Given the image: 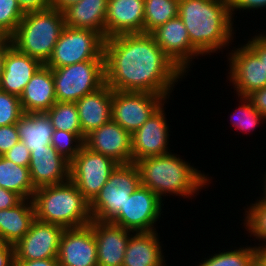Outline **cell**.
I'll use <instances>...</instances> for the list:
<instances>
[{
	"label": "cell",
	"instance_id": "cell-1",
	"mask_svg": "<svg viewBox=\"0 0 266 266\" xmlns=\"http://www.w3.org/2000/svg\"><path fill=\"white\" fill-rule=\"evenodd\" d=\"M104 59L105 83L112 90L148 92L172 100L174 88L186 78L148 33L105 39Z\"/></svg>",
	"mask_w": 266,
	"mask_h": 266
},
{
	"label": "cell",
	"instance_id": "cell-2",
	"mask_svg": "<svg viewBox=\"0 0 266 266\" xmlns=\"http://www.w3.org/2000/svg\"><path fill=\"white\" fill-rule=\"evenodd\" d=\"M178 16L191 45L203 57L220 51L223 54L234 45L237 25L230 14L229 0H179Z\"/></svg>",
	"mask_w": 266,
	"mask_h": 266
},
{
	"label": "cell",
	"instance_id": "cell-3",
	"mask_svg": "<svg viewBox=\"0 0 266 266\" xmlns=\"http://www.w3.org/2000/svg\"><path fill=\"white\" fill-rule=\"evenodd\" d=\"M185 160L173 150L135 162L141 185L156 193L163 201L168 196L194 199L202 189L210 187L213 177Z\"/></svg>",
	"mask_w": 266,
	"mask_h": 266
},
{
	"label": "cell",
	"instance_id": "cell-4",
	"mask_svg": "<svg viewBox=\"0 0 266 266\" xmlns=\"http://www.w3.org/2000/svg\"><path fill=\"white\" fill-rule=\"evenodd\" d=\"M32 201L35 218L40 221L64 228L81 227L92 221L89 202L71 180L37 188Z\"/></svg>",
	"mask_w": 266,
	"mask_h": 266
},
{
	"label": "cell",
	"instance_id": "cell-5",
	"mask_svg": "<svg viewBox=\"0 0 266 266\" xmlns=\"http://www.w3.org/2000/svg\"><path fill=\"white\" fill-rule=\"evenodd\" d=\"M65 27L64 15L56 9L28 12L9 39L19 52L45 65Z\"/></svg>",
	"mask_w": 266,
	"mask_h": 266
},
{
	"label": "cell",
	"instance_id": "cell-6",
	"mask_svg": "<svg viewBox=\"0 0 266 266\" xmlns=\"http://www.w3.org/2000/svg\"><path fill=\"white\" fill-rule=\"evenodd\" d=\"M140 185V173L135 163L118 164L101 191L89 203L92 220L112 222L124 208L130 194Z\"/></svg>",
	"mask_w": 266,
	"mask_h": 266
},
{
	"label": "cell",
	"instance_id": "cell-7",
	"mask_svg": "<svg viewBox=\"0 0 266 266\" xmlns=\"http://www.w3.org/2000/svg\"><path fill=\"white\" fill-rule=\"evenodd\" d=\"M57 102H76L105 84V60L52 69Z\"/></svg>",
	"mask_w": 266,
	"mask_h": 266
},
{
	"label": "cell",
	"instance_id": "cell-8",
	"mask_svg": "<svg viewBox=\"0 0 266 266\" xmlns=\"http://www.w3.org/2000/svg\"><path fill=\"white\" fill-rule=\"evenodd\" d=\"M104 44L105 38L96 31L66 26L45 65L54 69L89 60H105Z\"/></svg>",
	"mask_w": 266,
	"mask_h": 266
},
{
	"label": "cell",
	"instance_id": "cell-9",
	"mask_svg": "<svg viewBox=\"0 0 266 266\" xmlns=\"http://www.w3.org/2000/svg\"><path fill=\"white\" fill-rule=\"evenodd\" d=\"M117 165L112 158L83 145L70 161V180L90 203L106 184Z\"/></svg>",
	"mask_w": 266,
	"mask_h": 266
},
{
	"label": "cell",
	"instance_id": "cell-10",
	"mask_svg": "<svg viewBox=\"0 0 266 266\" xmlns=\"http://www.w3.org/2000/svg\"><path fill=\"white\" fill-rule=\"evenodd\" d=\"M226 53L227 80L237 96H247L251 92L266 87V67L264 62L245 44L232 46ZM237 47V48H236Z\"/></svg>",
	"mask_w": 266,
	"mask_h": 266
},
{
	"label": "cell",
	"instance_id": "cell-11",
	"mask_svg": "<svg viewBox=\"0 0 266 266\" xmlns=\"http://www.w3.org/2000/svg\"><path fill=\"white\" fill-rule=\"evenodd\" d=\"M163 202L156 193L140 185L130 194L124 208L111 223L133 232L157 231V223L164 215Z\"/></svg>",
	"mask_w": 266,
	"mask_h": 266
},
{
	"label": "cell",
	"instance_id": "cell-12",
	"mask_svg": "<svg viewBox=\"0 0 266 266\" xmlns=\"http://www.w3.org/2000/svg\"><path fill=\"white\" fill-rule=\"evenodd\" d=\"M166 101L154 93L113 90L112 120L132 135Z\"/></svg>",
	"mask_w": 266,
	"mask_h": 266
},
{
	"label": "cell",
	"instance_id": "cell-13",
	"mask_svg": "<svg viewBox=\"0 0 266 266\" xmlns=\"http://www.w3.org/2000/svg\"><path fill=\"white\" fill-rule=\"evenodd\" d=\"M164 102L132 135L133 163L147 157L167 154L170 150V131Z\"/></svg>",
	"mask_w": 266,
	"mask_h": 266
},
{
	"label": "cell",
	"instance_id": "cell-14",
	"mask_svg": "<svg viewBox=\"0 0 266 266\" xmlns=\"http://www.w3.org/2000/svg\"><path fill=\"white\" fill-rule=\"evenodd\" d=\"M65 228L34 219L29 231L15 245V261L57 258Z\"/></svg>",
	"mask_w": 266,
	"mask_h": 266
},
{
	"label": "cell",
	"instance_id": "cell-15",
	"mask_svg": "<svg viewBox=\"0 0 266 266\" xmlns=\"http://www.w3.org/2000/svg\"><path fill=\"white\" fill-rule=\"evenodd\" d=\"M151 35L155 38L160 48L186 77L193 67L192 63L195 65L194 59L203 57L191 45L187 29L179 16L159 26Z\"/></svg>",
	"mask_w": 266,
	"mask_h": 266
},
{
	"label": "cell",
	"instance_id": "cell-16",
	"mask_svg": "<svg viewBox=\"0 0 266 266\" xmlns=\"http://www.w3.org/2000/svg\"><path fill=\"white\" fill-rule=\"evenodd\" d=\"M57 260L59 266H98L97 244L90 224L65 228Z\"/></svg>",
	"mask_w": 266,
	"mask_h": 266
},
{
	"label": "cell",
	"instance_id": "cell-17",
	"mask_svg": "<svg viewBox=\"0 0 266 266\" xmlns=\"http://www.w3.org/2000/svg\"><path fill=\"white\" fill-rule=\"evenodd\" d=\"M131 140V134L111 119L87 134L84 145L118 164H130L133 163Z\"/></svg>",
	"mask_w": 266,
	"mask_h": 266
},
{
	"label": "cell",
	"instance_id": "cell-18",
	"mask_svg": "<svg viewBox=\"0 0 266 266\" xmlns=\"http://www.w3.org/2000/svg\"><path fill=\"white\" fill-rule=\"evenodd\" d=\"M28 168L35 189L70 180V161L59 154L52 145L34 149L30 153Z\"/></svg>",
	"mask_w": 266,
	"mask_h": 266
},
{
	"label": "cell",
	"instance_id": "cell-19",
	"mask_svg": "<svg viewBox=\"0 0 266 266\" xmlns=\"http://www.w3.org/2000/svg\"><path fill=\"white\" fill-rule=\"evenodd\" d=\"M97 244L98 266H122L125 250L133 231L111 222H90Z\"/></svg>",
	"mask_w": 266,
	"mask_h": 266
},
{
	"label": "cell",
	"instance_id": "cell-20",
	"mask_svg": "<svg viewBox=\"0 0 266 266\" xmlns=\"http://www.w3.org/2000/svg\"><path fill=\"white\" fill-rule=\"evenodd\" d=\"M144 33V0H108L105 39Z\"/></svg>",
	"mask_w": 266,
	"mask_h": 266
},
{
	"label": "cell",
	"instance_id": "cell-21",
	"mask_svg": "<svg viewBox=\"0 0 266 266\" xmlns=\"http://www.w3.org/2000/svg\"><path fill=\"white\" fill-rule=\"evenodd\" d=\"M43 64L11 45L5 52L0 90L20 97L27 83Z\"/></svg>",
	"mask_w": 266,
	"mask_h": 266
},
{
	"label": "cell",
	"instance_id": "cell-22",
	"mask_svg": "<svg viewBox=\"0 0 266 266\" xmlns=\"http://www.w3.org/2000/svg\"><path fill=\"white\" fill-rule=\"evenodd\" d=\"M113 90L105 83L96 91L86 94L75 102L82 128V140L94 129L112 119Z\"/></svg>",
	"mask_w": 266,
	"mask_h": 266
},
{
	"label": "cell",
	"instance_id": "cell-23",
	"mask_svg": "<svg viewBox=\"0 0 266 266\" xmlns=\"http://www.w3.org/2000/svg\"><path fill=\"white\" fill-rule=\"evenodd\" d=\"M160 233L133 232L125 250L122 266H168ZM163 247V248H162Z\"/></svg>",
	"mask_w": 266,
	"mask_h": 266
},
{
	"label": "cell",
	"instance_id": "cell-24",
	"mask_svg": "<svg viewBox=\"0 0 266 266\" xmlns=\"http://www.w3.org/2000/svg\"><path fill=\"white\" fill-rule=\"evenodd\" d=\"M52 69L42 65L32 76L20 96L24 113L46 112L56 103Z\"/></svg>",
	"mask_w": 266,
	"mask_h": 266
},
{
	"label": "cell",
	"instance_id": "cell-25",
	"mask_svg": "<svg viewBox=\"0 0 266 266\" xmlns=\"http://www.w3.org/2000/svg\"><path fill=\"white\" fill-rule=\"evenodd\" d=\"M108 0H80L64 12L65 26L90 29L105 38V18Z\"/></svg>",
	"mask_w": 266,
	"mask_h": 266
},
{
	"label": "cell",
	"instance_id": "cell-26",
	"mask_svg": "<svg viewBox=\"0 0 266 266\" xmlns=\"http://www.w3.org/2000/svg\"><path fill=\"white\" fill-rule=\"evenodd\" d=\"M34 219L32 199H23L12 208L0 210V241L15 245L29 231Z\"/></svg>",
	"mask_w": 266,
	"mask_h": 266
},
{
	"label": "cell",
	"instance_id": "cell-27",
	"mask_svg": "<svg viewBox=\"0 0 266 266\" xmlns=\"http://www.w3.org/2000/svg\"><path fill=\"white\" fill-rule=\"evenodd\" d=\"M20 141L29 149L51 145L54 127L46 112L24 113L16 123Z\"/></svg>",
	"mask_w": 266,
	"mask_h": 266
},
{
	"label": "cell",
	"instance_id": "cell-28",
	"mask_svg": "<svg viewBox=\"0 0 266 266\" xmlns=\"http://www.w3.org/2000/svg\"><path fill=\"white\" fill-rule=\"evenodd\" d=\"M0 187L16 192L23 199H32L36 190L31 182L29 168L0 156Z\"/></svg>",
	"mask_w": 266,
	"mask_h": 266
},
{
	"label": "cell",
	"instance_id": "cell-29",
	"mask_svg": "<svg viewBox=\"0 0 266 266\" xmlns=\"http://www.w3.org/2000/svg\"><path fill=\"white\" fill-rule=\"evenodd\" d=\"M245 246V247H244ZM218 250L197 262L195 266H256V246L240 245ZM222 251V252H221ZM211 256V257H210ZM198 264V265H197Z\"/></svg>",
	"mask_w": 266,
	"mask_h": 266
},
{
	"label": "cell",
	"instance_id": "cell-30",
	"mask_svg": "<svg viewBox=\"0 0 266 266\" xmlns=\"http://www.w3.org/2000/svg\"><path fill=\"white\" fill-rule=\"evenodd\" d=\"M179 0H144V33L151 34L159 26L178 16Z\"/></svg>",
	"mask_w": 266,
	"mask_h": 266
},
{
	"label": "cell",
	"instance_id": "cell-31",
	"mask_svg": "<svg viewBox=\"0 0 266 266\" xmlns=\"http://www.w3.org/2000/svg\"><path fill=\"white\" fill-rule=\"evenodd\" d=\"M235 96L239 104L233 110L234 113L231 112L229 114L230 117H228L235 131L249 134L250 132H254L256 128H259L264 122L266 123V118L254 108L246 96H237L234 94Z\"/></svg>",
	"mask_w": 266,
	"mask_h": 266
},
{
	"label": "cell",
	"instance_id": "cell-32",
	"mask_svg": "<svg viewBox=\"0 0 266 266\" xmlns=\"http://www.w3.org/2000/svg\"><path fill=\"white\" fill-rule=\"evenodd\" d=\"M253 202V203H252ZM250 205L243 207V224L248 237H254V246L260 247L266 245V204L259 203L256 199Z\"/></svg>",
	"mask_w": 266,
	"mask_h": 266
},
{
	"label": "cell",
	"instance_id": "cell-33",
	"mask_svg": "<svg viewBox=\"0 0 266 266\" xmlns=\"http://www.w3.org/2000/svg\"><path fill=\"white\" fill-rule=\"evenodd\" d=\"M46 113L54 130L75 133L82 139V128L75 102H56Z\"/></svg>",
	"mask_w": 266,
	"mask_h": 266
},
{
	"label": "cell",
	"instance_id": "cell-34",
	"mask_svg": "<svg viewBox=\"0 0 266 266\" xmlns=\"http://www.w3.org/2000/svg\"><path fill=\"white\" fill-rule=\"evenodd\" d=\"M24 15L17 0H0V34L10 38Z\"/></svg>",
	"mask_w": 266,
	"mask_h": 266
},
{
	"label": "cell",
	"instance_id": "cell-35",
	"mask_svg": "<svg viewBox=\"0 0 266 266\" xmlns=\"http://www.w3.org/2000/svg\"><path fill=\"white\" fill-rule=\"evenodd\" d=\"M51 145L59 154L71 161L84 145V141L75 133L54 130Z\"/></svg>",
	"mask_w": 266,
	"mask_h": 266
},
{
	"label": "cell",
	"instance_id": "cell-36",
	"mask_svg": "<svg viewBox=\"0 0 266 266\" xmlns=\"http://www.w3.org/2000/svg\"><path fill=\"white\" fill-rule=\"evenodd\" d=\"M23 114L20 97L0 90V126L16 124Z\"/></svg>",
	"mask_w": 266,
	"mask_h": 266
},
{
	"label": "cell",
	"instance_id": "cell-37",
	"mask_svg": "<svg viewBox=\"0 0 266 266\" xmlns=\"http://www.w3.org/2000/svg\"><path fill=\"white\" fill-rule=\"evenodd\" d=\"M16 124L0 126V156L19 142Z\"/></svg>",
	"mask_w": 266,
	"mask_h": 266
},
{
	"label": "cell",
	"instance_id": "cell-38",
	"mask_svg": "<svg viewBox=\"0 0 266 266\" xmlns=\"http://www.w3.org/2000/svg\"><path fill=\"white\" fill-rule=\"evenodd\" d=\"M229 7L231 17L234 21V19L237 18V16H235V14L238 13L237 11H239L240 13L242 10L241 13H243V11L245 10L244 12L248 13V11L250 12V10H252L254 14L255 10H265L266 0H229Z\"/></svg>",
	"mask_w": 266,
	"mask_h": 266
},
{
	"label": "cell",
	"instance_id": "cell-39",
	"mask_svg": "<svg viewBox=\"0 0 266 266\" xmlns=\"http://www.w3.org/2000/svg\"><path fill=\"white\" fill-rule=\"evenodd\" d=\"M3 156L6 159L20 166L28 167L30 163V151L28 147L20 140L11 149H9Z\"/></svg>",
	"mask_w": 266,
	"mask_h": 266
},
{
	"label": "cell",
	"instance_id": "cell-40",
	"mask_svg": "<svg viewBox=\"0 0 266 266\" xmlns=\"http://www.w3.org/2000/svg\"><path fill=\"white\" fill-rule=\"evenodd\" d=\"M258 32L255 33L257 35L244 40H247L245 44L264 62L266 67V31L262 29V32Z\"/></svg>",
	"mask_w": 266,
	"mask_h": 266
},
{
	"label": "cell",
	"instance_id": "cell-41",
	"mask_svg": "<svg viewBox=\"0 0 266 266\" xmlns=\"http://www.w3.org/2000/svg\"><path fill=\"white\" fill-rule=\"evenodd\" d=\"M256 110L266 118V87L255 90L246 96Z\"/></svg>",
	"mask_w": 266,
	"mask_h": 266
},
{
	"label": "cell",
	"instance_id": "cell-42",
	"mask_svg": "<svg viewBox=\"0 0 266 266\" xmlns=\"http://www.w3.org/2000/svg\"><path fill=\"white\" fill-rule=\"evenodd\" d=\"M22 200L23 198L16 192L0 187V210L12 208Z\"/></svg>",
	"mask_w": 266,
	"mask_h": 266
},
{
	"label": "cell",
	"instance_id": "cell-43",
	"mask_svg": "<svg viewBox=\"0 0 266 266\" xmlns=\"http://www.w3.org/2000/svg\"><path fill=\"white\" fill-rule=\"evenodd\" d=\"M24 13L43 11L51 8V0H17Z\"/></svg>",
	"mask_w": 266,
	"mask_h": 266
},
{
	"label": "cell",
	"instance_id": "cell-44",
	"mask_svg": "<svg viewBox=\"0 0 266 266\" xmlns=\"http://www.w3.org/2000/svg\"><path fill=\"white\" fill-rule=\"evenodd\" d=\"M0 266H15L14 245L0 241Z\"/></svg>",
	"mask_w": 266,
	"mask_h": 266
},
{
	"label": "cell",
	"instance_id": "cell-45",
	"mask_svg": "<svg viewBox=\"0 0 266 266\" xmlns=\"http://www.w3.org/2000/svg\"><path fill=\"white\" fill-rule=\"evenodd\" d=\"M15 266H59L57 258L15 261Z\"/></svg>",
	"mask_w": 266,
	"mask_h": 266
},
{
	"label": "cell",
	"instance_id": "cell-46",
	"mask_svg": "<svg viewBox=\"0 0 266 266\" xmlns=\"http://www.w3.org/2000/svg\"><path fill=\"white\" fill-rule=\"evenodd\" d=\"M79 1L80 0H51V8L63 13L67 8L77 4Z\"/></svg>",
	"mask_w": 266,
	"mask_h": 266
},
{
	"label": "cell",
	"instance_id": "cell-47",
	"mask_svg": "<svg viewBox=\"0 0 266 266\" xmlns=\"http://www.w3.org/2000/svg\"><path fill=\"white\" fill-rule=\"evenodd\" d=\"M11 41L9 38H3L0 41V80H1V75L3 73V68H4V57H5V52L6 50L11 46Z\"/></svg>",
	"mask_w": 266,
	"mask_h": 266
},
{
	"label": "cell",
	"instance_id": "cell-48",
	"mask_svg": "<svg viewBox=\"0 0 266 266\" xmlns=\"http://www.w3.org/2000/svg\"><path fill=\"white\" fill-rule=\"evenodd\" d=\"M256 266H266V245L256 247Z\"/></svg>",
	"mask_w": 266,
	"mask_h": 266
},
{
	"label": "cell",
	"instance_id": "cell-49",
	"mask_svg": "<svg viewBox=\"0 0 266 266\" xmlns=\"http://www.w3.org/2000/svg\"><path fill=\"white\" fill-rule=\"evenodd\" d=\"M263 177H262V180L260 181V183L262 184L261 186H262V190L261 191H263V193L261 192L260 194V196L259 197H257L256 198V200L259 202V203H262V204H266V170H265V172H264V175L263 174H261ZM262 181H263V183H262Z\"/></svg>",
	"mask_w": 266,
	"mask_h": 266
},
{
	"label": "cell",
	"instance_id": "cell-50",
	"mask_svg": "<svg viewBox=\"0 0 266 266\" xmlns=\"http://www.w3.org/2000/svg\"><path fill=\"white\" fill-rule=\"evenodd\" d=\"M4 37L0 34V41L3 39Z\"/></svg>",
	"mask_w": 266,
	"mask_h": 266
}]
</instances>
